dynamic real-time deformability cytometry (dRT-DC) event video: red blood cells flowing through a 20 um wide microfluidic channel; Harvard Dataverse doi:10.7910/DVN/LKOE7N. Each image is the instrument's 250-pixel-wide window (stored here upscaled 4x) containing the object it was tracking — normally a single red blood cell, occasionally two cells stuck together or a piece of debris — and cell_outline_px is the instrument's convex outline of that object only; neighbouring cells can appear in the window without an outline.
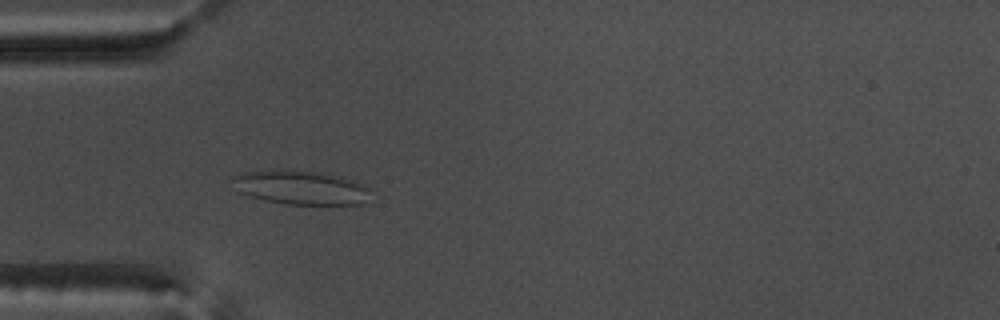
{"species": "common noctule bat (a hibernating species)", "species_latin": "Nyctalus noctula", "temperature_condition": "warm", "stored_images_in_passage": 55, "camera_frame_rate_fps": 3000, "um_per_image_px": 0.085, "animal": {"sex": "male", "body_mass_g": 17.5, "forearm_length_mm": 52.3}, "frame": {"image": 1, "passage_image": 17, "time_ms": 5.333, "image_size_px": [1000, 320], "cell_outline_px": [[368, 188], [360, 204], [288, 204], [264, 200], [236, 192], [232, 176], [240, 172], [320, 172], [340, 176], [356, 180]], "centroid_in_image_um": [25.5, 15.96], "position_along_channel_um": 59.5, "area_um2": 26.3}}
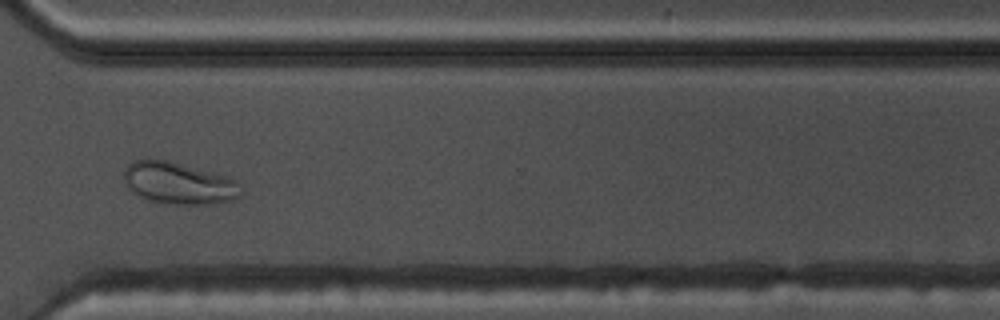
{"frame": {"image": 2, "passage_image": 41, "time_ms": 13.333, "image_size_px": [1000, 320], "cell_outline_px": [[244, 192], [240, 196], [232, 200], [208, 204], [172, 204], [152, 200], [140, 196], [132, 192], [124, 184], [124, 168], [132, 160], [148, 156], [168, 160], [232, 176], [240, 180]], "centroid_in_image_um": [15.23, 15.52], "position_along_channel_um": 355.4, "area_um2": 29.65}}
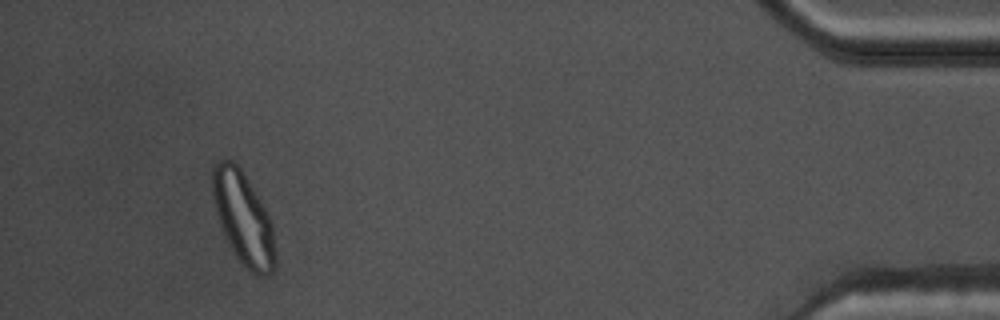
{"frame": {"image": 3, "passage_image": 51, "time_ms": 16.667, "image_size_px": [1000, 320], "cell_outline_px": [[276, 264], [272, 272], [264, 276], [260, 276], [252, 272], [236, 256], [220, 224], [216, 212], [212, 196], [212, 168], [220, 160], [232, 160], [240, 168], [260, 200], [272, 220], [276, 252]], "centroid_in_image_um": [20.7, 18.56], "position_along_channel_um": 414.5, "area_um2": 33.41}, "authors_computed_cell_mechanics": {"area_um2": 28.9, "velocity_mm_per_s": 3.7426, "shape_relaxation_time_tau1_ms": null, "shape_relaxation_time_tau2_ms": 0.7261, "deformation_change_tau1": null, "deformation_change_tau2": 0.0567}}